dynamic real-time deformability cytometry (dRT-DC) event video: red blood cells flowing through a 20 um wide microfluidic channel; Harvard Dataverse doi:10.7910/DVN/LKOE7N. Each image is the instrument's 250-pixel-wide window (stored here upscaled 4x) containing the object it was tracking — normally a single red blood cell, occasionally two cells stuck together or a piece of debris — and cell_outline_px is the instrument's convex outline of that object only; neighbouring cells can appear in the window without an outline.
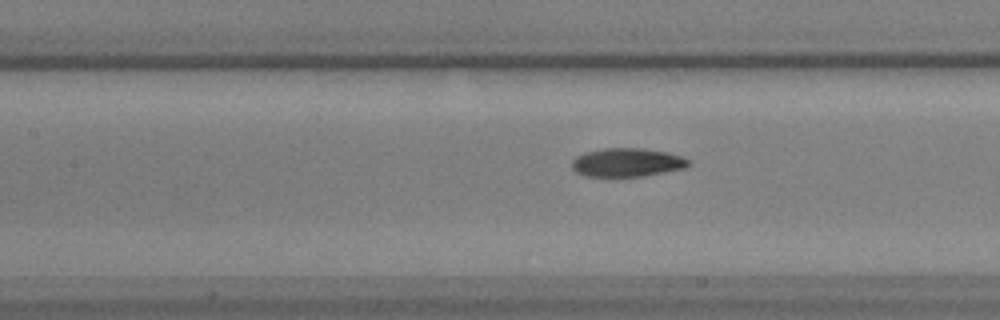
{"species": "common noctule bat (a hibernating species)", "species_latin": "Nyctalus noctula", "temperature_condition": "warm", "stored_images_in_passage": 40, "camera_frame_rate_fps": 3000, "um_per_image_px": 0.085, "animal": {"sex": "male", "body_mass_g": 17.9, "forearm_length_mm": 54.2}, "frame": {"image": 1, "passage_image": 15, "time_ms": 4.667, "image_size_px": [1000, 320], "cell_outline_px": [[692, 164], [684, 168], [644, 176], [584, 176], [576, 172], [572, 168], [572, 160], [576, 156], [584, 152], [604, 148], [640, 148], [668, 152], [680, 156], [688, 160]], "centroid_in_image_um": [53.28, 13.8], "position_along_channel_um": 154.1, "area_um2": 19.42}}
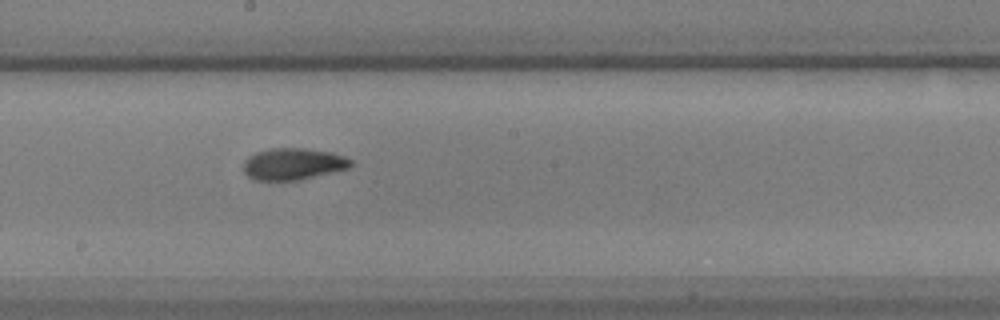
{"frame": {"image": 2, "passage_image": 21, "time_ms": 6.667, "image_size_px": [1000, 320], "cell_outline_px": [[356, 164], [352, 168], [300, 180], [256, 180], [248, 176], [244, 172], [244, 160], [248, 156], [256, 152], [272, 148], [304, 148], [332, 152], [344, 156], [352, 160]], "centroid_in_image_um": [24.98, 13.94], "position_along_channel_um": 223.2, "area_um2": 20.17}}
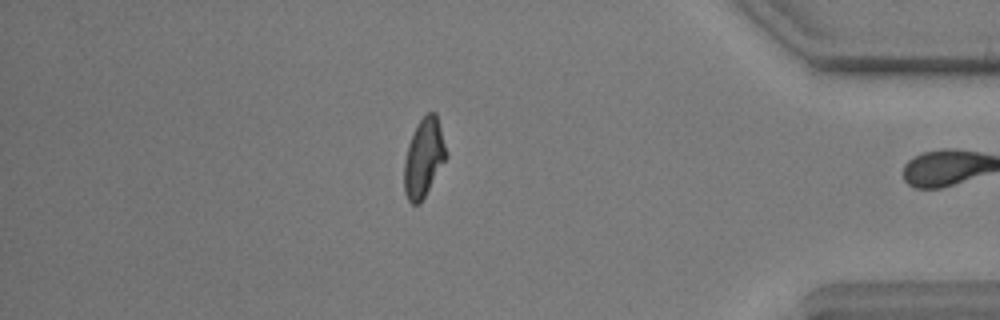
{"frame": {"image": 3, "passage_image": 39, "time_ms": 12.667, "image_size_px": [1000, 320], "cell_outline_px": [[448, 156], [420, 204], [412, 204], [408, 200], [404, 192], [404, 160], [408, 144], [416, 124], [428, 112], [436, 112]], "centroid_in_image_um": [36.01, 13.42], "position_along_channel_um": 399.2, "area_um2": 19.25}}